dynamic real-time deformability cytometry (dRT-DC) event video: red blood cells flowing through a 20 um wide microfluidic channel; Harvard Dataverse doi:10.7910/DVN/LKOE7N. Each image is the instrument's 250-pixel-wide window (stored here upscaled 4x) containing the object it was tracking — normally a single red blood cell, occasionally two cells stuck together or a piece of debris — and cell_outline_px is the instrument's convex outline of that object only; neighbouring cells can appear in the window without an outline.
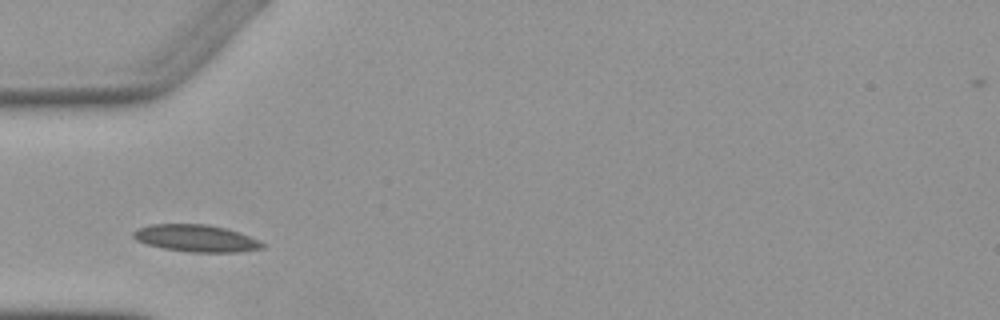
{"species": "Egyptian fruit bat (a non-hibernating species)", "species_latin": "Rousettus aegyptiacus", "temperature_condition": "warm", "stored_images_in_passage": 5, "camera_frame_rate_fps": 3000, "um_per_image_px": 0.085, "animal": {"sex": "female"}, "frame": {"image": 1, "passage_image": 2, "time_ms": 1.333, "image_size_px": [1000, 320], "cell_outline_px": [[264, 248], [240, 252], [188, 252], [164, 248], [148, 244], [136, 240], [132, 236], [132, 232], [140, 228], [152, 224], [208, 224], [224, 228], [248, 236], [264, 244]], "centroid_in_image_um": [16.64, 20.26], "position_along_channel_um": 68.4, "area_um2": 20.06}}
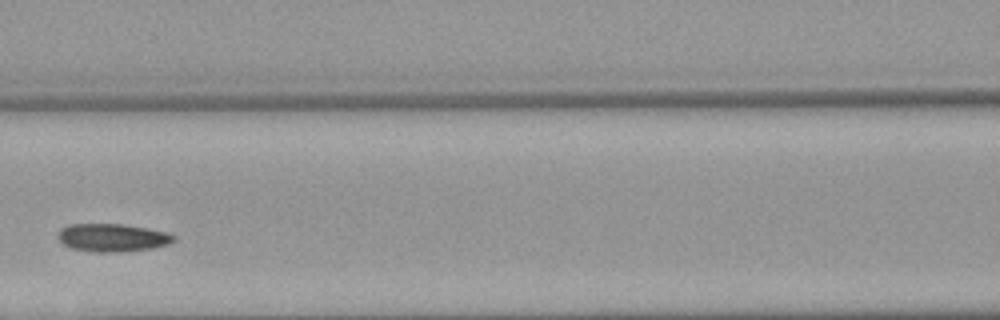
{"frame": {"image": 2, "passage_image": 4, "time_ms": 3.667, "image_size_px": [1000, 320], "cell_outline_px": [[176, 240], [168, 244], [152, 248], [120, 252], [92, 252], [72, 248], [64, 244], [56, 236], [60, 228], [68, 224], [120, 224], [148, 228], [168, 232], [176, 236]], "centroid_in_image_um": [9.56, 20.19], "position_along_channel_um": 157.0, "area_um2": 19.02}}
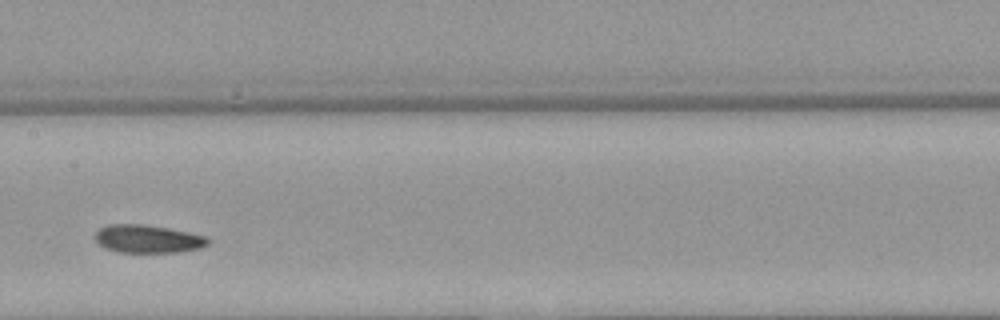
{"frame": {"image": 3, "passage_image": 5, "time_ms": 4.667, "image_size_px": [1000, 320], "cell_outline_px": [[208, 244], [200, 248], [180, 252], [120, 252], [104, 248], [96, 240], [96, 232], [100, 228], [108, 224], [144, 224], [168, 228], [208, 236]], "centroid_in_image_um": [12.58, 20.3], "position_along_channel_um": 194.8, "area_um2": 18.38}}